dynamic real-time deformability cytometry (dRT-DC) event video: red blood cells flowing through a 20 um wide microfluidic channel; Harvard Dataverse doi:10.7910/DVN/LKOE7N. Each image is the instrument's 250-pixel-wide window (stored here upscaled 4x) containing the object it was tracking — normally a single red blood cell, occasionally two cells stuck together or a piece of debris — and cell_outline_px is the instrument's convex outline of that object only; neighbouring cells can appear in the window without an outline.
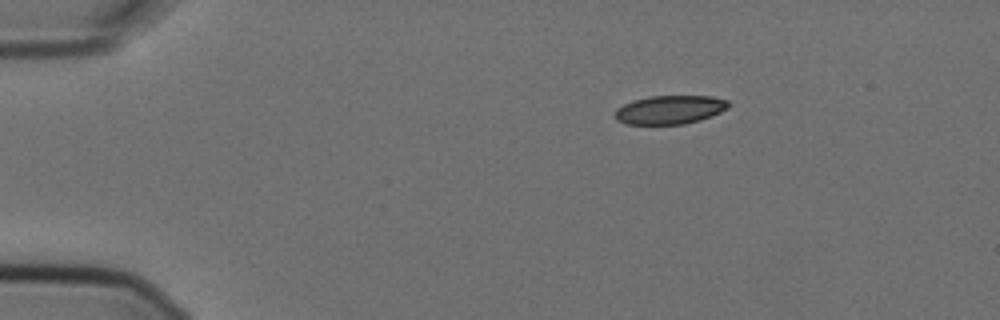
{"species": "Egyptian fruit bat (a non-hibernating species)", "species_latin": "Rousettus aegyptiacus", "temperature_condition": "cold", "stored_images_in_passage": 3, "camera_frame_rate_fps": 3000, "um_per_image_px": 0.085, "animal": {"sex": "female"}, "frame": {"image": 1, "passage_image": 1, "time_ms": 0.0, "image_size_px": [1000, 320], "cell_outline_px": [[728, 108], [712, 116], [700, 120], [684, 124], [628, 124], [616, 120], [616, 108], [632, 100], [648, 96], [712, 96], [728, 100]], "centroid_in_image_um": [56.94, 9.32], "position_along_channel_um": 28.1, "area_um2": 18.96}}